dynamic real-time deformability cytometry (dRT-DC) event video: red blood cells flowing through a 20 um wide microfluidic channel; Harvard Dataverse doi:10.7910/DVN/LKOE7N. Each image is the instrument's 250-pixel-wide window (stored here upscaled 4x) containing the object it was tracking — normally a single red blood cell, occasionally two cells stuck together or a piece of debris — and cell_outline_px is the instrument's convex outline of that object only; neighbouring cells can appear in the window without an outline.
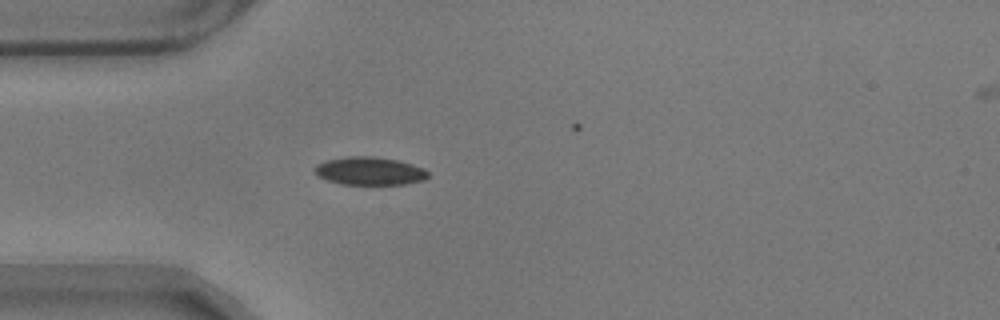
{"species": "common noctule bat (a hibernating species)", "species_latin": "Nyctalus noctula", "temperature_condition": "warm", "stored_images_in_passage": 29, "camera_frame_rate_fps": 3000, "um_per_image_px": 0.085, "animal": {"sex": "male", "body_mass_g": 17.9}, "frame": {"image": 1, "passage_image": 1, "time_ms": 0.0, "image_size_px": [1000, 320], "cell_outline_px": [[428, 176], [424, 180], [404, 184], [340, 184], [328, 180], [320, 176], [312, 168], [316, 164], [328, 160], [348, 156], [372, 156], [396, 160], [412, 164], [424, 168], [428, 172]], "centroid_in_image_um": [31.42, 14.53], "position_along_channel_um": 53.6, "area_um2": 18.38}}
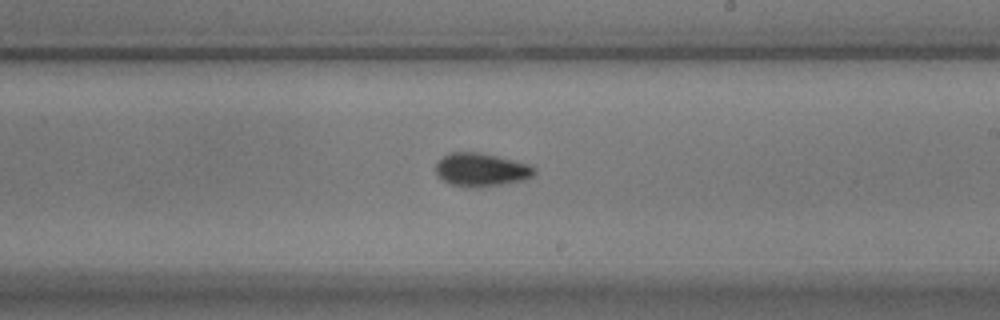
{"frame": {"image": 2, "passage_image": 18, "time_ms": 5.667, "image_size_px": [1000, 320], "cell_outline_px": [[536, 172], [532, 176], [524, 180], [480, 188], [468, 188], [452, 184], [436, 176], [436, 164], [444, 156], [452, 152], [480, 152], [528, 164], [536, 168]], "centroid_in_image_um": [40.9, 14.44], "position_along_channel_um": 248.1, "area_um2": 19.13}}
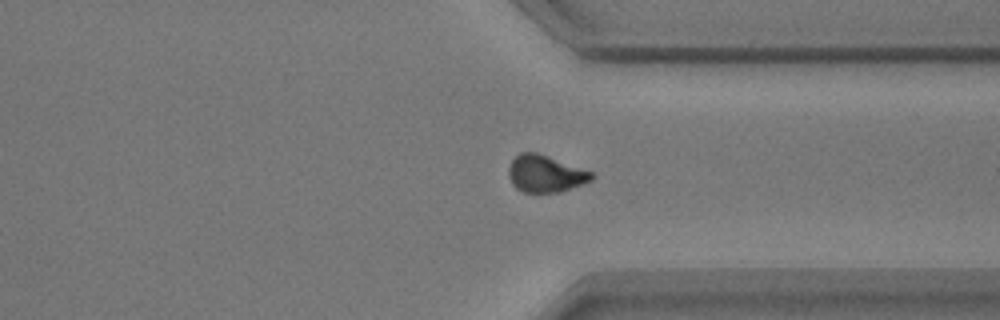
{"frame": {"image": 3, "passage_image": 28, "time_ms": 9.0, "image_size_px": [1000, 320], "cell_outline_px": [[596, 176], [592, 180], [560, 192], [524, 192], [516, 188], [512, 184], [508, 176], [508, 168], [512, 160], [520, 152], [536, 152], [548, 156], [592, 172]], "centroid_in_image_um": [46.34, 14.77], "position_along_channel_um": 365.1, "area_um2": 17.8}}